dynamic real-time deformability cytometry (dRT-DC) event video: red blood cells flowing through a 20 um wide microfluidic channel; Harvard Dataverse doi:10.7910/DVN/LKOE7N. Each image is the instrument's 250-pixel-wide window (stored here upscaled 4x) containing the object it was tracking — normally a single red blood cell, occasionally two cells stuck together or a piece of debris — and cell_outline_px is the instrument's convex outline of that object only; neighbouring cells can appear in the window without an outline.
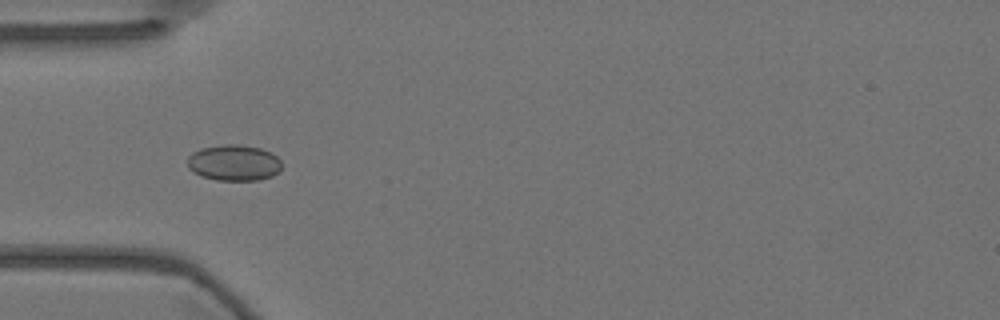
{"species": "Egyptian fruit bat (a non-hibernating species)", "species_latin": "Rousettus aegyptiacus", "temperature_condition": "warm", "stored_images_in_passage": 10, "camera_frame_rate_fps": 3000, "um_per_image_px": 0.085, "animal": {"sex": "female"}, "frame": {"image": 1, "passage_image": 7, "time_ms": 2.0, "image_size_px": [1000, 320], "cell_outline_px": [[280, 172], [272, 176], [260, 180], [216, 180], [200, 176], [192, 172], [188, 168], [188, 156], [192, 152], [200, 148], [224, 144], [236, 144], [260, 148], [272, 152], [280, 160]], "centroid_in_image_um": [19.87, 13.84], "position_along_channel_um": 65.1, "area_um2": 20.0}}